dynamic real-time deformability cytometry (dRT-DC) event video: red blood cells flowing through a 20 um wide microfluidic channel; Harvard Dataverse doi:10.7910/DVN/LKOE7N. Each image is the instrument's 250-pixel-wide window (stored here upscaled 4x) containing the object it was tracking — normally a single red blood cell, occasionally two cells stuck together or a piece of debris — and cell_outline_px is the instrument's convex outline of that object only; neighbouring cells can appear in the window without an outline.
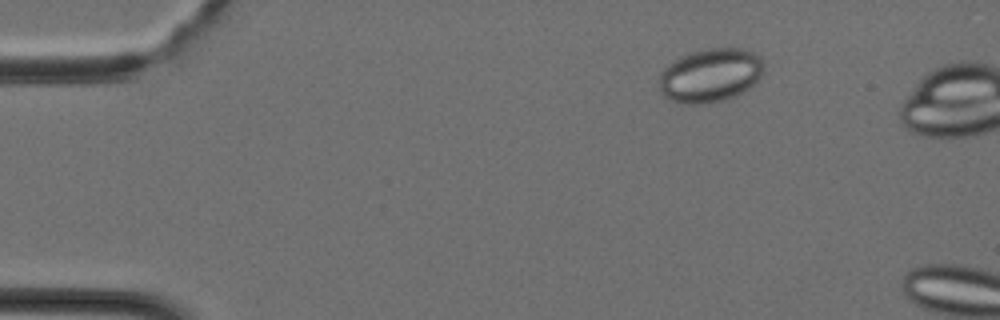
{"species": "Egyptian fruit bat (a non-hibernating species)", "species_latin": "Rousettus aegyptiacus", "temperature_condition": "cold", "stored_images_in_passage": 7, "camera_frame_rate_fps": 3000, "um_per_image_px": 0.085, "animal": {"sex": "female"}, "frame": {"image": 1, "passage_image": 5, "time_ms": 1.333, "image_size_px": [1000, 320], "cell_outline_px": [[764, 72], [748, 88], [736, 96], [728, 100], [708, 104], [680, 104], [668, 100], [664, 96], [660, 88], [660, 72], [668, 64], [692, 52], [708, 48], [740, 48], [752, 52], [760, 56], [764, 60]], "centroid_in_image_um": [60.39, 6.43], "position_along_channel_um": 24.6, "area_um2": 33.0}}